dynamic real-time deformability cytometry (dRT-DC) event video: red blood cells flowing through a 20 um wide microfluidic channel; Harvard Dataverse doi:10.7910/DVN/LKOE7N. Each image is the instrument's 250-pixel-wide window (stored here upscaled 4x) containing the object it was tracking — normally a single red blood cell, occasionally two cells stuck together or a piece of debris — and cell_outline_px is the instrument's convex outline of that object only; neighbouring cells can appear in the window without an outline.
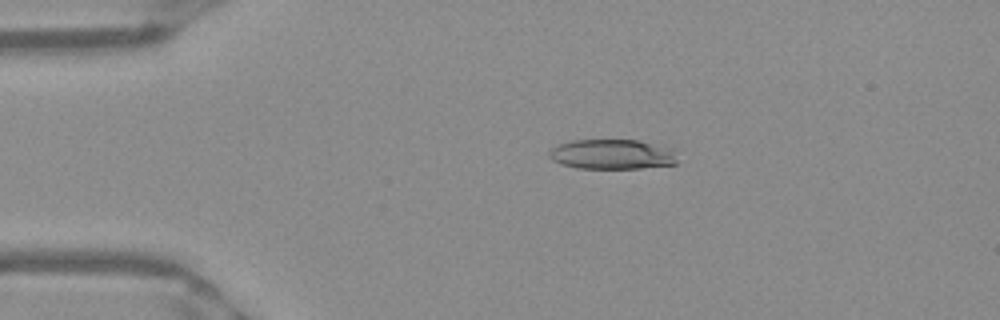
{"species": "Egyptian fruit bat (a non-hibernating species)", "species_latin": "Rousettus aegyptiacus", "temperature_condition": "warm", "stored_images_in_passage": 43, "camera_frame_rate_fps": 3000, "um_per_image_px": 0.085, "frame": {"image": 1, "passage_image": 2, "time_ms": 0.333, "image_size_px": [1000, 320], "cell_outline_px": [[676, 164], [640, 168], [576, 168], [560, 164], [552, 160], [548, 156], [548, 152], [552, 148], [560, 144], [572, 140], [636, 140], [672, 148], [676, 160]], "centroid_in_image_um": [51.99, 13.12], "position_along_channel_um": 33.0, "area_um2": 22.25}}
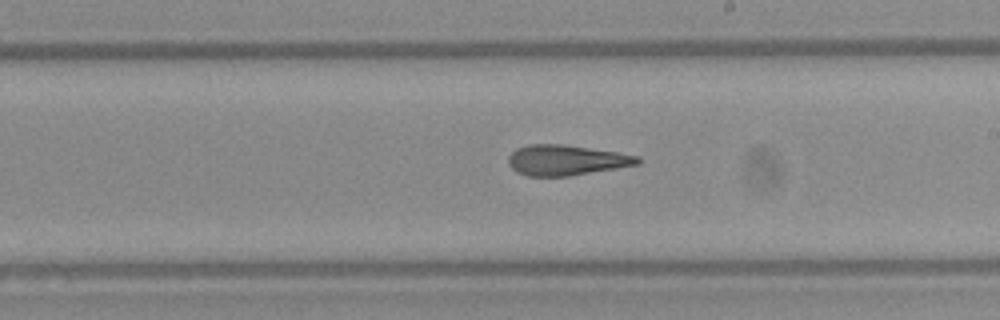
{"frame": {"image": 2, "passage_image": 21, "time_ms": 6.667, "image_size_px": [1000, 320], "cell_outline_px": [[644, 160], [640, 164], [568, 176], [528, 176], [516, 172], [508, 164], [508, 156], [516, 148], [528, 144], [564, 144], [616, 152], [640, 156]], "centroid_in_image_um": [48.13, 13.61], "position_along_channel_um": 240.9, "area_um2": 23.0}}
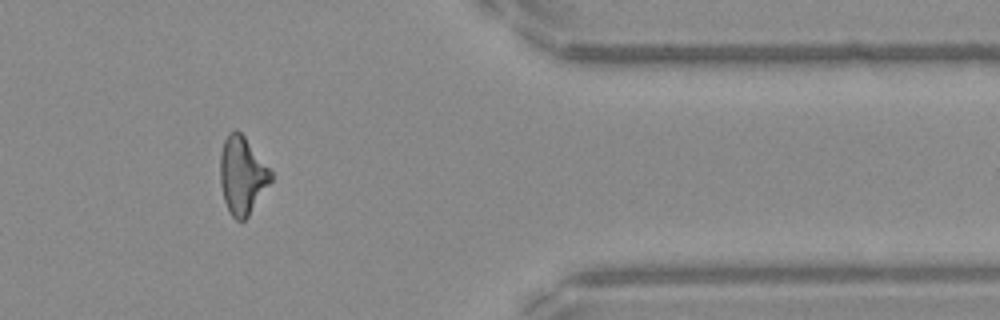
{"frame": {"image": 3, "passage_image": 34, "time_ms": 11.0, "image_size_px": [1000, 320], "cell_outline_px": [[272, 180], [248, 216], [244, 220], [236, 220], [228, 212], [224, 200], [220, 184], [220, 152], [224, 140], [228, 132], [236, 128], [244, 136], [272, 172]], "centroid_in_image_um": [20.56, 14.9], "position_along_channel_um": 390.8, "area_um2": 22.89}, "authors_computed_cell_mechanics": {"area_um2": 23.0622, "velocity_mm_per_s": 3.9801, "shape_relaxation_time_tau1_ms": null, "shape_relaxation_time_tau2_ms": 4.2533, "deformation_change_tau1": null, "deformation_change_tau2": 0.1518}}